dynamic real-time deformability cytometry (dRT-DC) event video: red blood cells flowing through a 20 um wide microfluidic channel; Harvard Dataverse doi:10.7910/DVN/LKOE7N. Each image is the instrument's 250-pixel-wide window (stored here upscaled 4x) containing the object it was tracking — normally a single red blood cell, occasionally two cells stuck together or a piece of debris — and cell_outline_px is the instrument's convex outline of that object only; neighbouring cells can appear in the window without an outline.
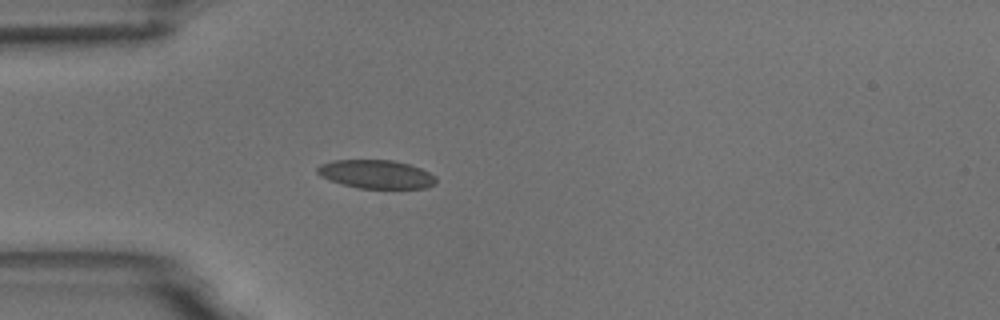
{"species": "common noctule bat (a hibernating species)", "species_latin": "Nyctalus noctula", "temperature_condition": "room temperature", "stored_images_in_passage": 4, "camera_frame_rate_fps": 3000, "um_per_image_px": 0.085, "animal": {"sex": "male", "body_mass_g": 18.8}, "frame": {"image": 1, "passage_image": 4, "time_ms": 3.667, "image_size_px": [1000, 320], "cell_outline_px": [[436, 184], [428, 188], [356, 188], [328, 180], [320, 176], [316, 172], [316, 168], [320, 164], [332, 160], [392, 160], [408, 164], [420, 168], [436, 176]], "centroid_in_image_um": [31.95, 14.81], "position_along_channel_um": 53.0, "area_um2": 19.88}}